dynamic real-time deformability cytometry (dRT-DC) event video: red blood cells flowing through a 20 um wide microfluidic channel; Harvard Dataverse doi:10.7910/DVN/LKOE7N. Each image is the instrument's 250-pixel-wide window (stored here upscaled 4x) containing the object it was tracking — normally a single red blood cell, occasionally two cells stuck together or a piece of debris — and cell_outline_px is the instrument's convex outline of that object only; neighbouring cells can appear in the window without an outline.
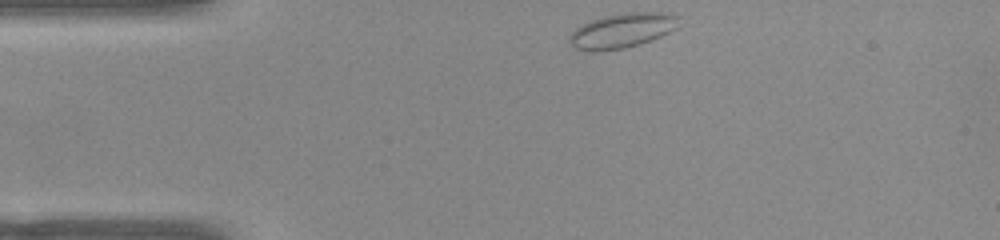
{"species": "common noctule bat (a hibernating species)", "species_latin": "Nyctalus noctula", "temperature_condition": "warm", "stored_images_in_passage": 44, "camera_frame_rate_fps": 3000, "um_per_image_px": 0.085, "animal": {"sex": "female", "body_mass_g": 22.0, "forearm_length_mm": 56.7}, "frame": {"image": 1, "passage_image": 1, "time_ms": 0.0, "image_size_px": [1000, 240], "cell_outline_px": [[680, 16], [676, 28], [660, 36], [640, 44], [624, 48], [592, 52], [576, 48], [568, 40], [568, 36], [576, 28], [588, 20], [604, 16], [628, 12], [660, 12]], "centroid_in_image_um": [52.85, 2.59], "position_along_channel_um": 32.1, "area_um2": 22.08}}
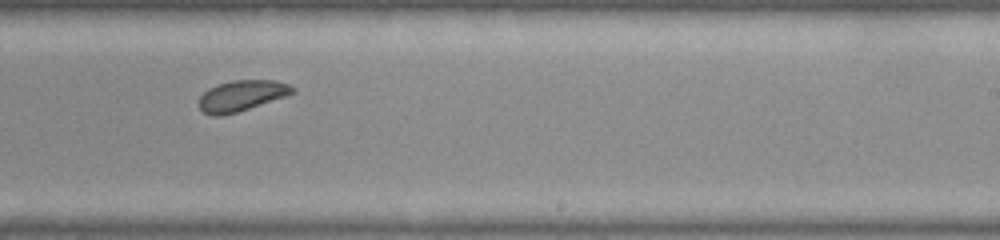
{"frame": {"image": 2, "passage_image": 23, "time_ms": 7.333, "image_size_px": [1000, 240], "cell_outline_px": [[296, 92], [236, 112], [220, 116], [212, 116], [204, 112], [196, 104], [200, 96], [208, 88], [216, 84], [232, 80], [276, 80], [288, 84], [296, 88]], "centroid_in_image_um": [20.49, 8.12], "position_along_channel_um": 268.5, "area_um2": 16.76}}
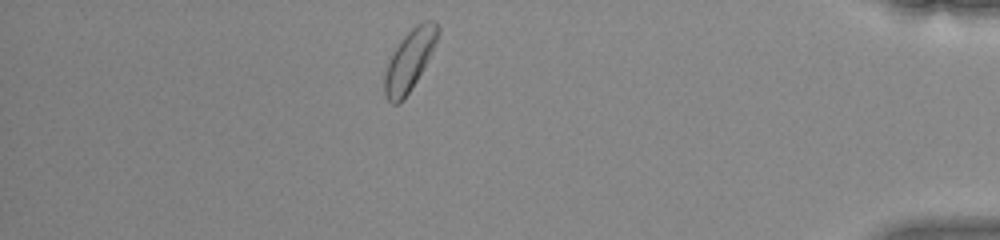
{"frame": {"image": 3, "passage_image": 37, "time_ms": 12.0, "image_size_px": [1000, 240], "cell_outline_px": [[440, 32], [432, 52], [416, 80], [404, 100], [400, 104], [392, 104], [384, 96], [384, 72], [388, 60], [392, 52], [400, 40], [416, 24], [424, 20], [432, 20], [440, 28]], "centroid_in_image_um": [34.78, 5.12], "position_along_channel_um": 400.4, "area_um2": 18.9}, "authors_computed_cell_mechanics": {"area_um2": 17.6001, "velocity_mm_per_s": 3.797, "shape_relaxation_time_tau1_ms": 2.055, "shape_relaxation_time_tau2_ms": null, "deformation_change_tau1": 0.0534, "deformation_change_tau2": null}}